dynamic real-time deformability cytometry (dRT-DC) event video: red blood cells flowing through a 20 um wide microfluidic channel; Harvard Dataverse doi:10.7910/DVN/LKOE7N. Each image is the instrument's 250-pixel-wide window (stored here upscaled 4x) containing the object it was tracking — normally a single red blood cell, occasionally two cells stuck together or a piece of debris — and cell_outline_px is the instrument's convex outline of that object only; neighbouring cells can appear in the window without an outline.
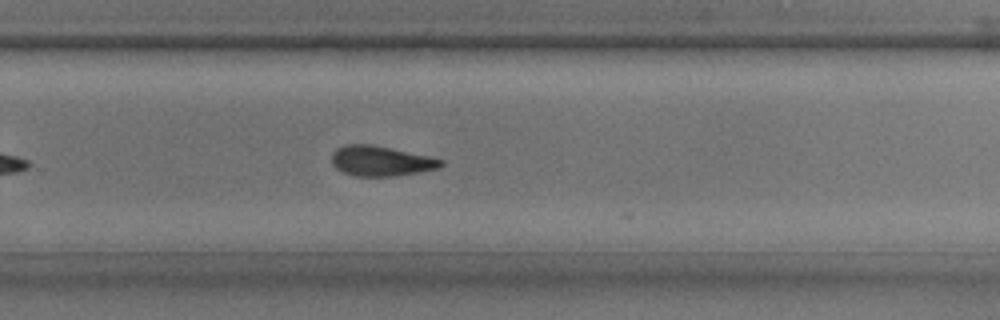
{"species": "common noctule bat (a hibernating species)", "species_latin": "Nyctalus noctula", "temperature_condition": "room temperature", "stored_images_in_passage": 26, "camera_frame_rate_fps": 3000, "um_per_image_px": 0.085, "animal": {"sex": "male", "body_mass_g": 17.9, "forearm_length_mm": 54.2}, "frame": {"image": 1, "passage_image": 15, "time_ms": 4.667, "image_size_px": [1000, 320], "cell_outline_px": [[444, 164], [440, 168], [420, 172], [392, 176], [356, 176], [344, 172], [336, 168], [332, 164], [332, 152], [336, 148], [344, 144], [372, 144], [428, 156], [444, 160]], "centroid_in_image_um": [32.37, 13.68], "position_along_channel_um": 297.4, "area_um2": 19.19}}